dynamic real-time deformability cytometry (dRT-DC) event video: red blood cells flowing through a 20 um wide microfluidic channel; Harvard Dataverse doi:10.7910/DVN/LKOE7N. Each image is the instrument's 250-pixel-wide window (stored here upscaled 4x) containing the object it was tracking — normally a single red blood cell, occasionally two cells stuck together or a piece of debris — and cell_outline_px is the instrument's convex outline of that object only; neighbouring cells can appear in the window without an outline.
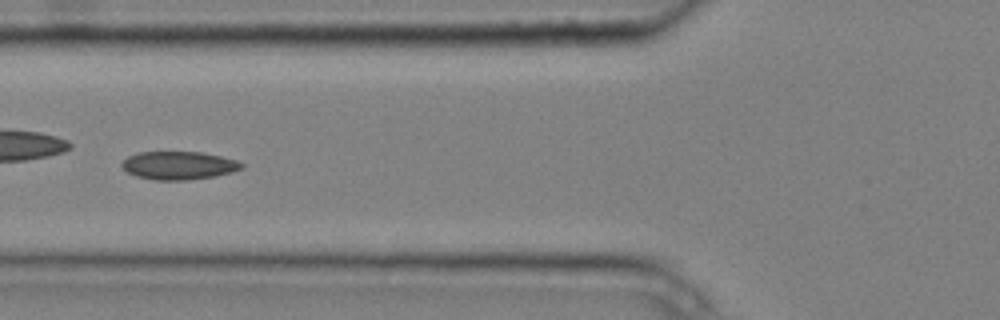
{"species": "common noctule bat (a hibernating species)", "species_latin": "Nyctalus noctula", "temperature_condition": "cold", "stored_images_in_passage": 6, "camera_frame_rate_fps": 3000, "um_per_image_px": 0.085, "animal": {"sex": "male", "body_mass_g": 20.4}, "frame": {"image": 1, "passage_image": 5, "time_ms": 1.333, "image_size_px": [1000, 320], "cell_outline_px": [[244, 168], [232, 172], [216, 176], [188, 180], [152, 180], [136, 176], [128, 172], [120, 164], [128, 156], [136, 152], [200, 152], [220, 156], [236, 160], [244, 164]], "centroid_in_image_um": [15.2, 14.07], "position_along_channel_um": 110.6, "area_um2": 19.71}}